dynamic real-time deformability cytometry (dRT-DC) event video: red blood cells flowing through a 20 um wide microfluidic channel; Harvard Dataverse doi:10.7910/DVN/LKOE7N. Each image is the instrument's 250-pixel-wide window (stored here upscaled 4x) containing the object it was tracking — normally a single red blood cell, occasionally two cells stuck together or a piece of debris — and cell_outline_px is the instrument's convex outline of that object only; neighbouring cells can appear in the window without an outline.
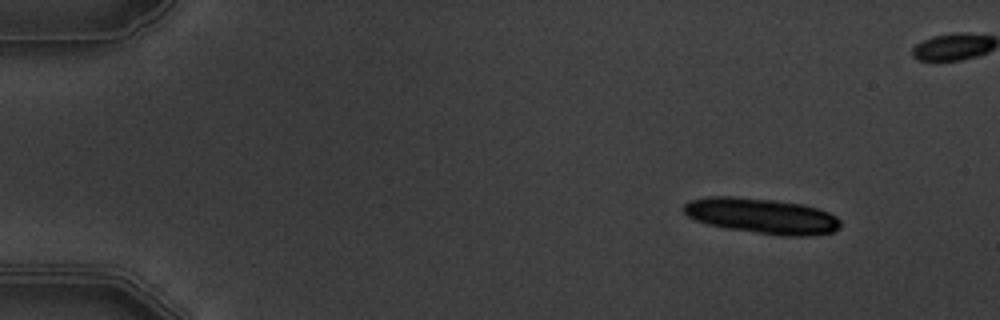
{"species": "common noctule bat (a hibernating species)", "species_latin": "Nyctalus noctula", "temperature_condition": "warm", "stored_images_in_passage": 6, "camera_frame_rate_fps": 3000, "um_per_image_px": 0.085, "animal": {"sex": "male", "body_mass_g": 19.5, "forearm_length_mm": 54.6}, "frame": {"image": 1, "passage_image": 2, "time_ms": 1.0, "image_size_px": [1000, 320], "cell_outline_px": [[840, 228], [832, 232], [808, 236], [784, 236], [724, 228], [708, 224], [696, 220], [688, 216], [684, 212], [684, 204], [688, 200], [708, 196], [732, 196], [772, 200], [804, 204], [828, 212], [836, 216], [840, 220]], "centroid_in_image_um": [64.75, 18.35], "position_along_channel_um": 20.3, "area_um2": 32.43}}